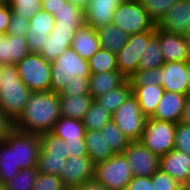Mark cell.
Returning <instances> with one entry per match:
<instances>
[{"instance_id": "cell-60", "label": "cell", "mask_w": 190, "mask_h": 190, "mask_svg": "<svg viewBox=\"0 0 190 190\" xmlns=\"http://www.w3.org/2000/svg\"><path fill=\"white\" fill-rule=\"evenodd\" d=\"M187 33H190V21H189V24H188V27H187Z\"/></svg>"}, {"instance_id": "cell-27", "label": "cell", "mask_w": 190, "mask_h": 190, "mask_svg": "<svg viewBox=\"0 0 190 190\" xmlns=\"http://www.w3.org/2000/svg\"><path fill=\"white\" fill-rule=\"evenodd\" d=\"M102 49L117 54L127 43L129 34L114 24H107L96 30Z\"/></svg>"}, {"instance_id": "cell-42", "label": "cell", "mask_w": 190, "mask_h": 190, "mask_svg": "<svg viewBox=\"0 0 190 190\" xmlns=\"http://www.w3.org/2000/svg\"><path fill=\"white\" fill-rule=\"evenodd\" d=\"M90 76H73L67 85L59 93L60 96L90 95L89 93Z\"/></svg>"}, {"instance_id": "cell-51", "label": "cell", "mask_w": 190, "mask_h": 190, "mask_svg": "<svg viewBox=\"0 0 190 190\" xmlns=\"http://www.w3.org/2000/svg\"><path fill=\"white\" fill-rule=\"evenodd\" d=\"M65 2L66 0H41V9L53 15Z\"/></svg>"}, {"instance_id": "cell-29", "label": "cell", "mask_w": 190, "mask_h": 190, "mask_svg": "<svg viewBox=\"0 0 190 190\" xmlns=\"http://www.w3.org/2000/svg\"><path fill=\"white\" fill-rule=\"evenodd\" d=\"M55 26L70 27L74 32L85 24L84 9L66 1L61 8L53 14Z\"/></svg>"}, {"instance_id": "cell-53", "label": "cell", "mask_w": 190, "mask_h": 190, "mask_svg": "<svg viewBox=\"0 0 190 190\" xmlns=\"http://www.w3.org/2000/svg\"><path fill=\"white\" fill-rule=\"evenodd\" d=\"M181 123L190 125V95L186 97L184 111L180 120Z\"/></svg>"}, {"instance_id": "cell-34", "label": "cell", "mask_w": 190, "mask_h": 190, "mask_svg": "<svg viewBox=\"0 0 190 190\" xmlns=\"http://www.w3.org/2000/svg\"><path fill=\"white\" fill-rule=\"evenodd\" d=\"M20 168L15 164L14 150L4 141H0V181L5 184L13 179Z\"/></svg>"}, {"instance_id": "cell-30", "label": "cell", "mask_w": 190, "mask_h": 190, "mask_svg": "<svg viewBox=\"0 0 190 190\" xmlns=\"http://www.w3.org/2000/svg\"><path fill=\"white\" fill-rule=\"evenodd\" d=\"M164 57L160 50L159 29L156 27L155 35L145 44L142 52L138 69L147 70L161 67L164 64Z\"/></svg>"}, {"instance_id": "cell-52", "label": "cell", "mask_w": 190, "mask_h": 190, "mask_svg": "<svg viewBox=\"0 0 190 190\" xmlns=\"http://www.w3.org/2000/svg\"><path fill=\"white\" fill-rule=\"evenodd\" d=\"M69 190H108V189L101 183L97 182L95 179H92L78 186H73Z\"/></svg>"}, {"instance_id": "cell-36", "label": "cell", "mask_w": 190, "mask_h": 190, "mask_svg": "<svg viewBox=\"0 0 190 190\" xmlns=\"http://www.w3.org/2000/svg\"><path fill=\"white\" fill-rule=\"evenodd\" d=\"M91 73L118 71L116 54L100 48L88 60Z\"/></svg>"}, {"instance_id": "cell-18", "label": "cell", "mask_w": 190, "mask_h": 190, "mask_svg": "<svg viewBox=\"0 0 190 190\" xmlns=\"http://www.w3.org/2000/svg\"><path fill=\"white\" fill-rule=\"evenodd\" d=\"M124 0H88L84 9L85 24L95 30L111 24L113 14Z\"/></svg>"}, {"instance_id": "cell-28", "label": "cell", "mask_w": 190, "mask_h": 190, "mask_svg": "<svg viewBox=\"0 0 190 190\" xmlns=\"http://www.w3.org/2000/svg\"><path fill=\"white\" fill-rule=\"evenodd\" d=\"M83 121L70 117H60L51 133L64 141H85Z\"/></svg>"}, {"instance_id": "cell-4", "label": "cell", "mask_w": 190, "mask_h": 190, "mask_svg": "<svg viewBox=\"0 0 190 190\" xmlns=\"http://www.w3.org/2000/svg\"><path fill=\"white\" fill-rule=\"evenodd\" d=\"M111 24L129 35L156 30L155 21L138 0H124L115 10Z\"/></svg>"}, {"instance_id": "cell-2", "label": "cell", "mask_w": 190, "mask_h": 190, "mask_svg": "<svg viewBox=\"0 0 190 190\" xmlns=\"http://www.w3.org/2000/svg\"><path fill=\"white\" fill-rule=\"evenodd\" d=\"M31 94L20 79L16 64L0 65V109L13 123L22 114Z\"/></svg>"}, {"instance_id": "cell-19", "label": "cell", "mask_w": 190, "mask_h": 190, "mask_svg": "<svg viewBox=\"0 0 190 190\" xmlns=\"http://www.w3.org/2000/svg\"><path fill=\"white\" fill-rule=\"evenodd\" d=\"M186 97L187 95L165 91L151 118L175 124L179 123L184 111Z\"/></svg>"}, {"instance_id": "cell-14", "label": "cell", "mask_w": 190, "mask_h": 190, "mask_svg": "<svg viewBox=\"0 0 190 190\" xmlns=\"http://www.w3.org/2000/svg\"><path fill=\"white\" fill-rule=\"evenodd\" d=\"M190 21V3L186 0H176L166 14L156 23L163 31L177 34H187Z\"/></svg>"}, {"instance_id": "cell-26", "label": "cell", "mask_w": 190, "mask_h": 190, "mask_svg": "<svg viewBox=\"0 0 190 190\" xmlns=\"http://www.w3.org/2000/svg\"><path fill=\"white\" fill-rule=\"evenodd\" d=\"M85 142L88 156L94 164L106 161L114 155L106 144L105 132L100 130L85 131Z\"/></svg>"}, {"instance_id": "cell-58", "label": "cell", "mask_w": 190, "mask_h": 190, "mask_svg": "<svg viewBox=\"0 0 190 190\" xmlns=\"http://www.w3.org/2000/svg\"><path fill=\"white\" fill-rule=\"evenodd\" d=\"M184 190H190V181H189V183L184 187Z\"/></svg>"}, {"instance_id": "cell-45", "label": "cell", "mask_w": 190, "mask_h": 190, "mask_svg": "<svg viewBox=\"0 0 190 190\" xmlns=\"http://www.w3.org/2000/svg\"><path fill=\"white\" fill-rule=\"evenodd\" d=\"M175 149L190 154V125L181 122L177 123Z\"/></svg>"}, {"instance_id": "cell-9", "label": "cell", "mask_w": 190, "mask_h": 190, "mask_svg": "<svg viewBox=\"0 0 190 190\" xmlns=\"http://www.w3.org/2000/svg\"><path fill=\"white\" fill-rule=\"evenodd\" d=\"M146 120L133 94L112 114V121L129 141H140Z\"/></svg>"}, {"instance_id": "cell-1", "label": "cell", "mask_w": 190, "mask_h": 190, "mask_svg": "<svg viewBox=\"0 0 190 190\" xmlns=\"http://www.w3.org/2000/svg\"><path fill=\"white\" fill-rule=\"evenodd\" d=\"M59 93L32 92L13 128L26 133L51 132L60 116Z\"/></svg>"}, {"instance_id": "cell-20", "label": "cell", "mask_w": 190, "mask_h": 190, "mask_svg": "<svg viewBox=\"0 0 190 190\" xmlns=\"http://www.w3.org/2000/svg\"><path fill=\"white\" fill-rule=\"evenodd\" d=\"M29 53L26 36L0 33V65L17 64Z\"/></svg>"}, {"instance_id": "cell-49", "label": "cell", "mask_w": 190, "mask_h": 190, "mask_svg": "<svg viewBox=\"0 0 190 190\" xmlns=\"http://www.w3.org/2000/svg\"><path fill=\"white\" fill-rule=\"evenodd\" d=\"M12 10L8 3L0 6V33L7 34Z\"/></svg>"}, {"instance_id": "cell-13", "label": "cell", "mask_w": 190, "mask_h": 190, "mask_svg": "<svg viewBox=\"0 0 190 190\" xmlns=\"http://www.w3.org/2000/svg\"><path fill=\"white\" fill-rule=\"evenodd\" d=\"M95 164L89 156H79L66 159L61 175L64 185L70 189L94 179Z\"/></svg>"}, {"instance_id": "cell-21", "label": "cell", "mask_w": 190, "mask_h": 190, "mask_svg": "<svg viewBox=\"0 0 190 190\" xmlns=\"http://www.w3.org/2000/svg\"><path fill=\"white\" fill-rule=\"evenodd\" d=\"M159 43L165 63L190 59L183 34L170 33L159 29Z\"/></svg>"}, {"instance_id": "cell-37", "label": "cell", "mask_w": 190, "mask_h": 190, "mask_svg": "<svg viewBox=\"0 0 190 190\" xmlns=\"http://www.w3.org/2000/svg\"><path fill=\"white\" fill-rule=\"evenodd\" d=\"M38 173L37 168L21 169L13 179L5 183L6 190H32Z\"/></svg>"}, {"instance_id": "cell-59", "label": "cell", "mask_w": 190, "mask_h": 190, "mask_svg": "<svg viewBox=\"0 0 190 190\" xmlns=\"http://www.w3.org/2000/svg\"><path fill=\"white\" fill-rule=\"evenodd\" d=\"M6 3H7L6 0H0V6L4 5Z\"/></svg>"}, {"instance_id": "cell-55", "label": "cell", "mask_w": 190, "mask_h": 190, "mask_svg": "<svg viewBox=\"0 0 190 190\" xmlns=\"http://www.w3.org/2000/svg\"><path fill=\"white\" fill-rule=\"evenodd\" d=\"M188 95H190V59L187 61Z\"/></svg>"}, {"instance_id": "cell-8", "label": "cell", "mask_w": 190, "mask_h": 190, "mask_svg": "<svg viewBox=\"0 0 190 190\" xmlns=\"http://www.w3.org/2000/svg\"><path fill=\"white\" fill-rule=\"evenodd\" d=\"M4 141L14 150L15 164L20 169L37 168L40 151L39 134L12 129Z\"/></svg>"}, {"instance_id": "cell-39", "label": "cell", "mask_w": 190, "mask_h": 190, "mask_svg": "<svg viewBox=\"0 0 190 190\" xmlns=\"http://www.w3.org/2000/svg\"><path fill=\"white\" fill-rule=\"evenodd\" d=\"M10 5L12 13L30 20L39 10H41V0H6Z\"/></svg>"}, {"instance_id": "cell-25", "label": "cell", "mask_w": 190, "mask_h": 190, "mask_svg": "<svg viewBox=\"0 0 190 190\" xmlns=\"http://www.w3.org/2000/svg\"><path fill=\"white\" fill-rule=\"evenodd\" d=\"M60 116L83 120L94 100L90 95L60 96Z\"/></svg>"}, {"instance_id": "cell-38", "label": "cell", "mask_w": 190, "mask_h": 190, "mask_svg": "<svg viewBox=\"0 0 190 190\" xmlns=\"http://www.w3.org/2000/svg\"><path fill=\"white\" fill-rule=\"evenodd\" d=\"M131 87H143L145 85H161V67L147 70L138 69L128 79Z\"/></svg>"}, {"instance_id": "cell-57", "label": "cell", "mask_w": 190, "mask_h": 190, "mask_svg": "<svg viewBox=\"0 0 190 190\" xmlns=\"http://www.w3.org/2000/svg\"><path fill=\"white\" fill-rule=\"evenodd\" d=\"M0 190H6L5 184L0 181Z\"/></svg>"}, {"instance_id": "cell-40", "label": "cell", "mask_w": 190, "mask_h": 190, "mask_svg": "<svg viewBox=\"0 0 190 190\" xmlns=\"http://www.w3.org/2000/svg\"><path fill=\"white\" fill-rule=\"evenodd\" d=\"M66 160L56 157H47L41 150L39 151L37 169L43 174L60 176Z\"/></svg>"}, {"instance_id": "cell-15", "label": "cell", "mask_w": 190, "mask_h": 190, "mask_svg": "<svg viewBox=\"0 0 190 190\" xmlns=\"http://www.w3.org/2000/svg\"><path fill=\"white\" fill-rule=\"evenodd\" d=\"M159 169L185 187L190 181V154L174 148L160 157Z\"/></svg>"}, {"instance_id": "cell-5", "label": "cell", "mask_w": 190, "mask_h": 190, "mask_svg": "<svg viewBox=\"0 0 190 190\" xmlns=\"http://www.w3.org/2000/svg\"><path fill=\"white\" fill-rule=\"evenodd\" d=\"M132 178V170L123 153L95 164L94 179L108 190H125Z\"/></svg>"}, {"instance_id": "cell-7", "label": "cell", "mask_w": 190, "mask_h": 190, "mask_svg": "<svg viewBox=\"0 0 190 190\" xmlns=\"http://www.w3.org/2000/svg\"><path fill=\"white\" fill-rule=\"evenodd\" d=\"M175 123L147 118L140 142L161 157L175 148Z\"/></svg>"}, {"instance_id": "cell-11", "label": "cell", "mask_w": 190, "mask_h": 190, "mask_svg": "<svg viewBox=\"0 0 190 190\" xmlns=\"http://www.w3.org/2000/svg\"><path fill=\"white\" fill-rule=\"evenodd\" d=\"M123 154L134 177H151L159 170L160 157L149 151L140 141H130Z\"/></svg>"}, {"instance_id": "cell-54", "label": "cell", "mask_w": 190, "mask_h": 190, "mask_svg": "<svg viewBox=\"0 0 190 190\" xmlns=\"http://www.w3.org/2000/svg\"><path fill=\"white\" fill-rule=\"evenodd\" d=\"M66 1L72 3L73 5L79 6L82 9H85L88 4V0H66Z\"/></svg>"}, {"instance_id": "cell-22", "label": "cell", "mask_w": 190, "mask_h": 190, "mask_svg": "<svg viewBox=\"0 0 190 190\" xmlns=\"http://www.w3.org/2000/svg\"><path fill=\"white\" fill-rule=\"evenodd\" d=\"M71 47L81 58L89 60L101 48L97 31L84 24L75 32Z\"/></svg>"}, {"instance_id": "cell-31", "label": "cell", "mask_w": 190, "mask_h": 190, "mask_svg": "<svg viewBox=\"0 0 190 190\" xmlns=\"http://www.w3.org/2000/svg\"><path fill=\"white\" fill-rule=\"evenodd\" d=\"M132 94V88L128 80H126L118 88L110 90L103 95L98 96L94 100L104 109L113 114Z\"/></svg>"}, {"instance_id": "cell-17", "label": "cell", "mask_w": 190, "mask_h": 190, "mask_svg": "<svg viewBox=\"0 0 190 190\" xmlns=\"http://www.w3.org/2000/svg\"><path fill=\"white\" fill-rule=\"evenodd\" d=\"M75 32L70 27L54 26L39 54L48 62H54L67 48H70Z\"/></svg>"}, {"instance_id": "cell-3", "label": "cell", "mask_w": 190, "mask_h": 190, "mask_svg": "<svg viewBox=\"0 0 190 190\" xmlns=\"http://www.w3.org/2000/svg\"><path fill=\"white\" fill-rule=\"evenodd\" d=\"M90 76L88 60L81 58L72 47L67 48L51 63L50 91L60 93L73 76Z\"/></svg>"}, {"instance_id": "cell-48", "label": "cell", "mask_w": 190, "mask_h": 190, "mask_svg": "<svg viewBox=\"0 0 190 190\" xmlns=\"http://www.w3.org/2000/svg\"><path fill=\"white\" fill-rule=\"evenodd\" d=\"M70 158L79 156H88L85 141H65Z\"/></svg>"}, {"instance_id": "cell-32", "label": "cell", "mask_w": 190, "mask_h": 190, "mask_svg": "<svg viewBox=\"0 0 190 190\" xmlns=\"http://www.w3.org/2000/svg\"><path fill=\"white\" fill-rule=\"evenodd\" d=\"M111 120L112 114L93 100L82 121L86 131H94L101 130Z\"/></svg>"}, {"instance_id": "cell-6", "label": "cell", "mask_w": 190, "mask_h": 190, "mask_svg": "<svg viewBox=\"0 0 190 190\" xmlns=\"http://www.w3.org/2000/svg\"><path fill=\"white\" fill-rule=\"evenodd\" d=\"M18 75L32 91H50L51 63L39 53H29L16 64Z\"/></svg>"}, {"instance_id": "cell-44", "label": "cell", "mask_w": 190, "mask_h": 190, "mask_svg": "<svg viewBox=\"0 0 190 190\" xmlns=\"http://www.w3.org/2000/svg\"><path fill=\"white\" fill-rule=\"evenodd\" d=\"M151 181L154 190H184L178 181L160 169L151 176Z\"/></svg>"}, {"instance_id": "cell-56", "label": "cell", "mask_w": 190, "mask_h": 190, "mask_svg": "<svg viewBox=\"0 0 190 190\" xmlns=\"http://www.w3.org/2000/svg\"><path fill=\"white\" fill-rule=\"evenodd\" d=\"M184 36H185V41H186V45L188 48V54H189V58H190V33H187Z\"/></svg>"}, {"instance_id": "cell-10", "label": "cell", "mask_w": 190, "mask_h": 190, "mask_svg": "<svg viewBox=\"0 0 190 190\" xmlns=\"http://www.w3.org/2000/svg\"><path fill=\"white\" fill-rule=\"evenodd\" d=\"M155 35V31H145L129 35L127 43L116 54V63L118 71L129 78L138 70V65L142 52L145 50V44Z\"/></svg>"}, {"instance_id": "cell-23", "label": "cell", "mask_w": 190, "mask_h": 190, "mask_svg": "<svg viewBox=\"0 0 190 190\" xmlns=\"http://www.w3.org/2000/svg\"><path fill=\"white\" fill-rule=\"evenodd\" d=\"M126 80L127 78H125L119 71L91 73L89 77L90 96L95 99L110 90L118 88Z\"/></svg>"}, {"instance_id": "cell-16", "label": "cell", "mask_w": 190, "mask_h": 190, "mask_svg": "<svg viewBox=\"0 0 190 190\" xmlns=\"http://www.w3.org/2000/svg\"><path fill=\"white\" fill-rule=\"evenodd\" d=\"M161 85L164 91L188 96L187 61H172L161 66Z\"/></svg>"}, {"instance_id": "cell-24", "label": "cell", "mask_w": 190, "mask_h": 190, "mask_svg": "<svg viewBox=\"0 0 190 190\" xmlns=\"http://www.w3.org/2000/svg\"><path fill=\"white\" fill-rule=\"evenodd\" d=\"M132 94L136 97L142 114L151 118L157 105L164 94L162 85H145L143 87H131Z\"/></svg>"}, {"instance_id": "cell-47", "label": "cell", "mask_w": 190, "mask_h": 190, "mask_svg": "<svg viewBox=\"0 0 190 190\" xmlns=\"http://www.w3.org/2000/svg\"><path fill=\"white\" fill-rule=\"evenodd\" d=\"M125 190H154L151 177H134L126 186Z\"/></svg>"}, {"instance_id": "cell-43", "label": "cell", "mask_w": 190, "mask_h": 190, "mask_svg": "<svg viewBox=\"0 0 190 190\" xmlns=\"http://www.w3.org/2000/svg\"><path fill=\"white\" fill-rule=\"evenodd\" d=\"M32 190H68L59 176L38 173Z\"/></svg>"}, {"instance_id": "cell-46", "label": "cell", "mask_w": 190, "mask_h": 190, "mask_svg": "<svg viewBox=\"0 0 190 190\" xmlns=\"http://www.w3.org/2000/svg\"><path fill=\"white\" fill-rule=\"evenodd\" d=\"M29 28V21L19 15L11 14L7 34L26 36Z\"/></svg>"}, {"instance_id": "cell-50", "label": "cell", "mask_w": 190, "mask_h": 190, "mask_svg": "<svg viewBox=\"0 0 190 190\" xmlns=\"http://www.w3.org/2000/svg\"><path fill=\"white\" fill-rule=\"evenodd\" d=\"M13 129V122L0 109V141Z\"/></svg>"}, {"instance_id": "cell-35", "label": "cell", "mask_w": 190, "mask_h": 190, "mask_svg": "<svg viewBox=\"0 0 190 190\" xmlns=\"http://www.w3.org/2000/svg\"><path fill=\"white\" fill-rule=\"evenodd\" d=\"M100 131L105 132L106 144L110 147L114 154H122L130 143L127 137L112 120L108 122Z\"/></svg>"}, {"instance_id": "cell-41", "label": "cell", "mask_w": 190, "mask_h": 190, "mask_svg": "<svg viewBox=\"0 0 190 190\" xmlns=\"http://www.w3.org/2000/svg\"><path fill=\"white\" fill-rule=\"evenodd\" d=\"M149 16L157 23L176 0H138Z\"/></svg>"}, {"instance_id": "cell-12", "label": "cell", "mask_w": 190, "mask_h": 190, "mask_svg": "<svg viewBox=\"0 0 190 190\" xmlns=\"http://www.w3.org/2000/svg\"><path fill=\"white\" fill-rule=\"evenodd\" d=\"M54 26L55 18L47 11L41 9L32 16L29 20V28L26 35L30 53H39L41 51Z\"/></svg>"}, {"instance_id": "cell-33", "label": "cell", "mask_w": 190, "mask_h": 190, "mask_svg": "<svg viewBox=\"0 0 190 190\" xmlns=\"http://www.w3.org/2000/svg\"><path fill=\"white\" fill-rule=\"evenodd\" d=\"M40 137V150L47 157H56L66 160L69 158L67 145L64 140L56 137L51 132L39 134Z\"/></svg>"}]
</instances>
